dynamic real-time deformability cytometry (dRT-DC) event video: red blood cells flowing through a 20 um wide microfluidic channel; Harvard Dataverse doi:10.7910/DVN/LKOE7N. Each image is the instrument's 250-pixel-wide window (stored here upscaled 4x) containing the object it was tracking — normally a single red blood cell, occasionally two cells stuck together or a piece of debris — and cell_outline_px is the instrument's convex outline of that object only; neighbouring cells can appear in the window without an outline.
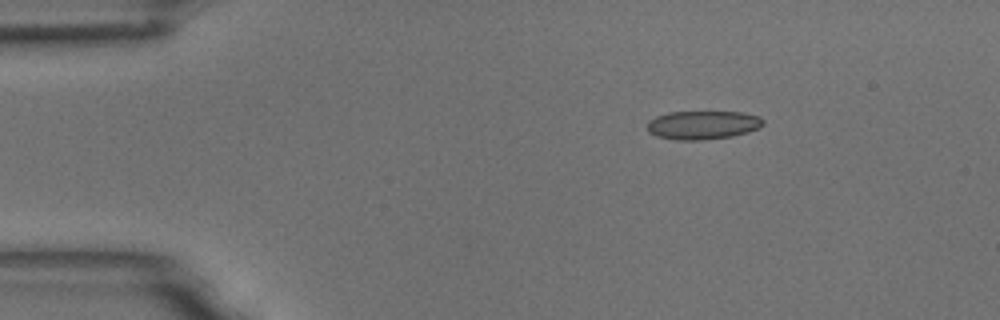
{"species": "common noctule bat (a hibernating species)", "species_latin": "Nyctalus noctula", "temperature_condition": "room temperature", "stored_images_in_passage": 3, "camera_frame_rate_fps": 3000, "um_per_image_px": 0.085, "animal": {"sex": "male", "body_mass_g": 18.8}, "frame": {"image": 1, "passage_image": 1, "time_ms": 0.0, "image_size_px": [1000, 320], "cell_outline_px": [[764, 124], [760, 128], [748, 132], [732, 136], [704, 140], [676, 140], [656, 136], [648, 132], [648, 120], [656, 116], [668, 112], [740, 112], [760, 116], [764, 120]], "centroid_in_image_um": [59.74, 10.63], "position_along_channel_um": 25.3, "area_um2": 19.48}}